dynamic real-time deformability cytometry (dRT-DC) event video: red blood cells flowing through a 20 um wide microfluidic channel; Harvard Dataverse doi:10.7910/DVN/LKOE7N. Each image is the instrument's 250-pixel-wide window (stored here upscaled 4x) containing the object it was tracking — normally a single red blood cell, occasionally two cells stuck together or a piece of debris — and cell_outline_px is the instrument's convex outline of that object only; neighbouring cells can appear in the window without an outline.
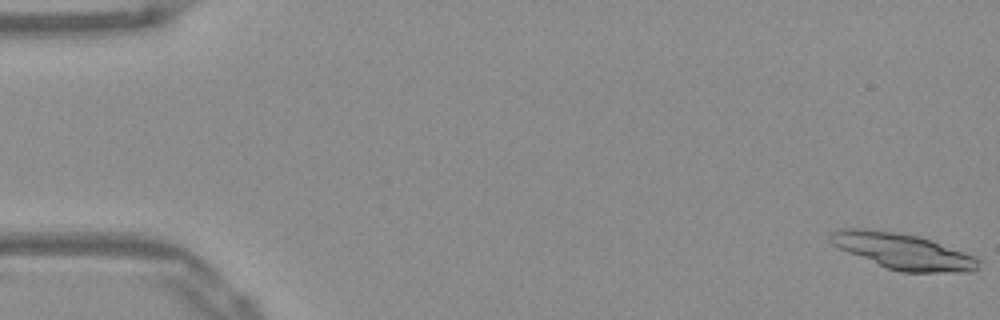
{"species": "Egyptian fruit bat (a non-hibernating species)", "species_latin": "Rousettus aegyptiacus", "temperature_condition": "warm", "stored_images_in_passage": 30, "segment_of_instrument_passage": [1, 2], "camera_frame_rate_fps": 3000, "um_per_image_px": 0.085, "frame": {"image": 1, "passage_image": 1, "time_ms": 0.0, "image_size_px": [1000, 320], "cell_outline_px": [[980, 260], [976, 268], [968, 272], [900, 272], [888, 268], [848, 252], [832, 244], [828, 240], [828, 236], [832, 232], [844, 228], [864, 228], [896, 232], [920, 236], [972, 256]], "centroid_in_image_um": [76.69, 21.34], "position_along_channel_um": 8.3, "area_um2": 30.35}}
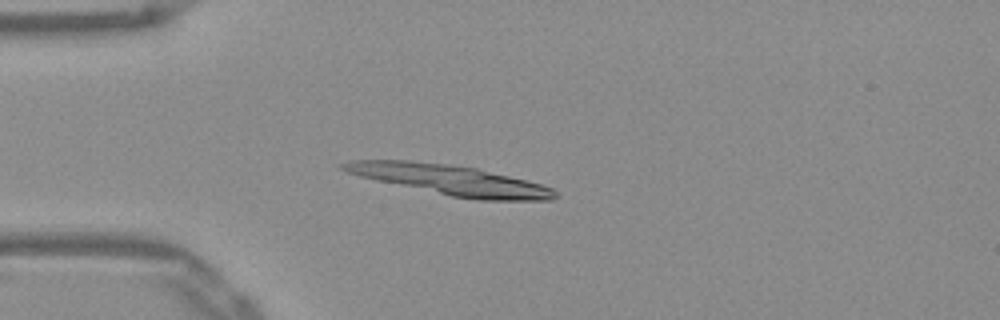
{"frame": {"image": 2, "passage_image": 14, "time_ms": 4.333, "image_size_px": [1000, 320], "cell_outline_px": [[560, 196], [552, 200], [476, 200], [452, 196], [360, 176], [348, 172], [340, 168], [340, 164], [352, 160], [408, 160], [444, 164], [476, 168], [540, 184], [552, 188]], "centroid_in_image_um": [38.31, 15.3], "position_along_channel_um": 46.7, "area_um2": 36.24}}